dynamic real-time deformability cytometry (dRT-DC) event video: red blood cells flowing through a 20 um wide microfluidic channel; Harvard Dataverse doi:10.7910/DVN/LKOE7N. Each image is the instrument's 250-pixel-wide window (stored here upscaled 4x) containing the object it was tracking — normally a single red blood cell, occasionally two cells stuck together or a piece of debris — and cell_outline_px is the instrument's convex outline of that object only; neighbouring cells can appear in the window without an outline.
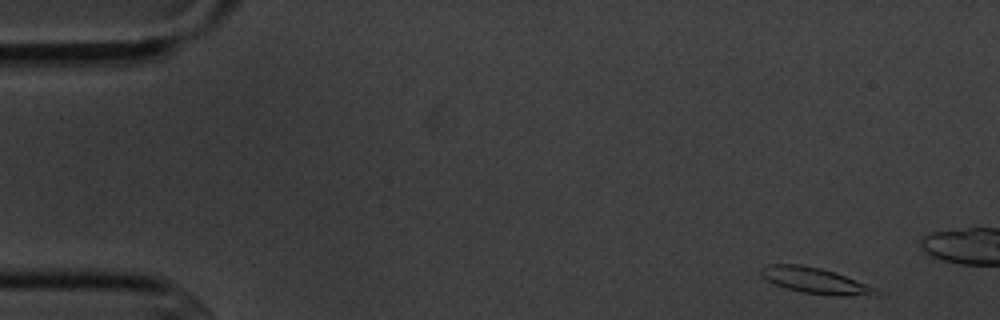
{"species": "common noctule bat (a hibernating species)", "species_latin": "Nyctalus noctula", "temperature_condition": "cold", "stored_images_in_passage": 4, "camera_frame_rate_fps": 3000, "um_per_image_px": 0.085, "animal": {"sex": "male", "body_mass_g": 20.1, "forearm_length_mm": 53.5}, "frame": {"image": 1, "passage_image": 1, "time_ms": 0.0, "image_size_px": [1000, 320], "cell_outline_px": [[884, 296], [828, 296], [800, 292], [784, 288], [768, 280], [760, 272], [760, 268], [764, 264], [800, 264], [820, 268], [844, 276], [876, 288], [884, 292]], "centroid_in_image_um": [69.37, 23.89], "position_along_channel_um": 15.6, "area_um2": 17.63}}